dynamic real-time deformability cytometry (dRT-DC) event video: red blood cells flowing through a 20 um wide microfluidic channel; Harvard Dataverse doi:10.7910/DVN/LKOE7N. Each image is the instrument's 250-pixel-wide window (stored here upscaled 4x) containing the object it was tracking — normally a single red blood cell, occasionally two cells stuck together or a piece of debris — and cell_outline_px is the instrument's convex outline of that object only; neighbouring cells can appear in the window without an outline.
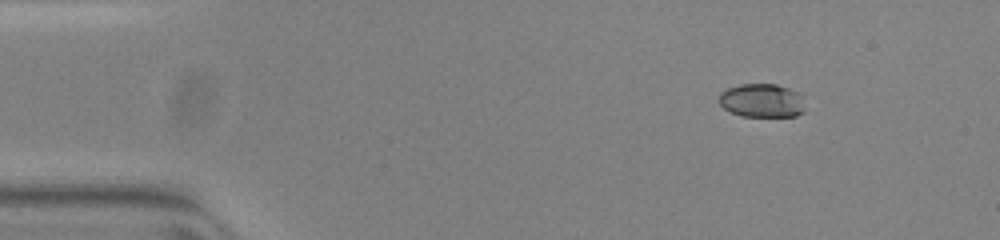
{"species": "common noctule bat (a hibernating species)", "species_latin": "Nyctalus noctula", "temperature_condition": "warm", "stored_images_in_passage": 47, "camera_frame_rate_fps": 3000, "um_per_image_px": 0.085, "animal": {"sex": "female", "body_mass_g": 23.0, "forearm_length_mm": 53.4}, "frame": {"image": 1, "passage_image": 1, "time_ms": 0.0, "image_size_px": [1000, 240], "cell_outline_px": [[804, 112], [796, 116], [740, 116], [724, 108], [716, 100], [720, 92], [728, 88], [740, 84], [776, 84], [800, 92]], "centroid_in_image_um": [64.73, 8.54], "position_along_channel_um": 20.3, "area_um2": 16.99}}
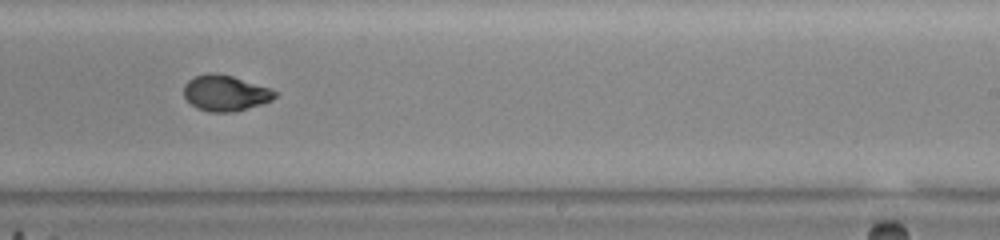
{"frame": {"image": 2, "passage_image": 27, "time_ms": 8.667, "image_size_px": [1000, 240], "cell_outline_px": [[280, 92], [272, 100], [236, 112], [208, 112], [196, 108], [184, 96], [184, 84], [188, 80], [196, 76], [208, 72], [216, 72], [232, 76], [272, 88]], "centroid_in_image_um": [19.18, 7.9], "position_along_channel_um": 269.8, "area_um2": 19.25}}
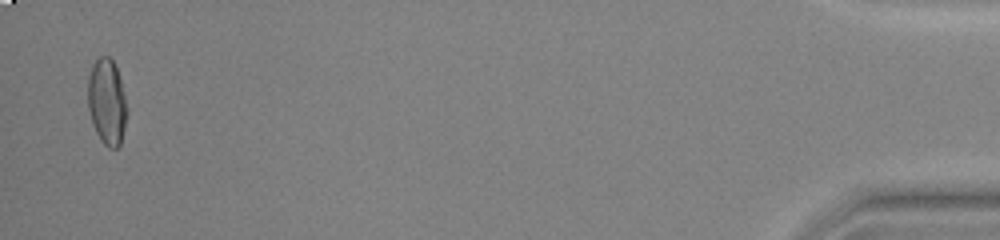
{"frame": {"image": 3, "passage_image": 46, "time_ms": 15.0, "image_size_px": [1000, 240], "cell_outline_px": [[128, 112], [120, 144], [116, 148], [108, 148], [100, 140], [92, 124], [88, 108], [88, 76], [96, 60], [100, 56], [108, 56], [112, 60], [116, 68], [120, 80]], "centroid_in_image_um": [9.08, 8.69], "position_along_channel_um": 426.1, "area_um2": 19.42}, "authors_computed_cell_mechanics": {"area_um2": 18.9006, "velocity_mm_per_s": 3.9099, "shape_relaxation_time_tau1_ms": 7.5718, "shape_relaxation_time_tau2_ms": 1.2842, "deformation_change_tau1": 0.2462, "deformation_change_tau2": 0.0487}}